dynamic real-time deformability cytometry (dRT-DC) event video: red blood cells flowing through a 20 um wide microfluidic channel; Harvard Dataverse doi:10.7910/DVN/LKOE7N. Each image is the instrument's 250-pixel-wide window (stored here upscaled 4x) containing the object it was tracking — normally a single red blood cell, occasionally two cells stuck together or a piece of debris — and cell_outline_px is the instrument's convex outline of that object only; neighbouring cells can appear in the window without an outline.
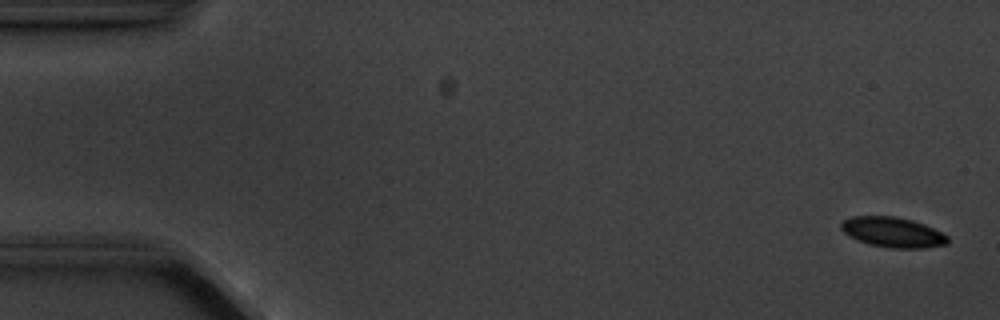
{"species": "common noctule bat (a hibernating species)", "species_latin": "Nyctalus noctula", "temperature_condition": "cold", "stored_images_in_passage": 8, "camera_frame_rate_fps": 3000, "um_per_image_px": 0.085, "animal": {"sex": "male", "body_mass_g": 20.1, "forearm_length_mm": 53.5}, "frame": {"image": 1, "passage_image": 1, "time_ms": 0.0, "image_size_px": [1000, 320], "cell_outline_px": [[948, 244], [920, 248], [892, 248], [868, 244], [844, 232], [840, 228], [840, 224], [844, 220], [852, 216], [896, 216], [912, 220], [924, 224], [948, 236]], "centroid_in_image_um": [75.89, 19.73], "position_along_channel_um": 9.1, "area_um2": 18.5}}
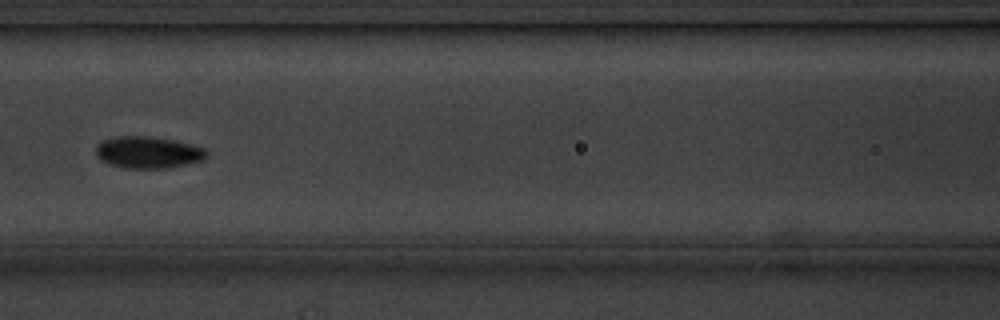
{"frame": {"image": 2, "passage_image": 7, "time_ms": 7.667, "image_size_px": [1000, 320], "cell_outline_px": [[208, 156], [204, 160], [168, 168], [124, 168], [108, 164], [100, 160], [96, 156], [96, 144], [104, 140], [116, 136], [148, 136], [172, 140], [204, 148], [208, 152]], "centroid_in_image_um": [12.56, 12.96], "position_along_channel_um": 154.0, "area_um2": 20.58}}